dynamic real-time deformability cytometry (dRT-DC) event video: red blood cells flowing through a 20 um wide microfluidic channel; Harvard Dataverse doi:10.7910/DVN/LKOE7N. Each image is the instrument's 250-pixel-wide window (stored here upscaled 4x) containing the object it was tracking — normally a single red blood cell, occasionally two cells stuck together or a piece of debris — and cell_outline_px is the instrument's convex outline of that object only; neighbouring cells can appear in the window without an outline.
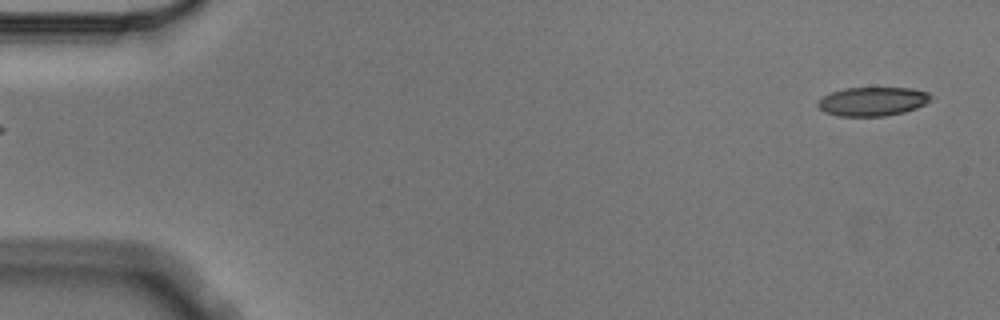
{"species": "Egyptian fruit bat (a non-hibernating species)", "species_latin": "Rousettus aegyptiacus", "temperature_condition": "cold", "stored_images_in_passage": 6, "segment_of_instrument_passage": [2, 2], "camera_frame_rate_fps": 3000, "um_per_image_px": 0.085, "animal": {"sex": "male"}, "frame": {"image": 1, "passage_image": 6, "time_ms": 1.667, "image_size_px": [1000, 320], "cell_outline_px": [[932, 100], [916, 108], [904, 112], [884, 116], [840, 116], [824, 112], [816, 104], [824, 96], [832, 92], [844, 88], [912, 88], [928, 92], [932, 96]], "centroid_in_image_um": [74.19, 8.62], "position_along_channel_um": 10.8, "area_um2": 18.96}}